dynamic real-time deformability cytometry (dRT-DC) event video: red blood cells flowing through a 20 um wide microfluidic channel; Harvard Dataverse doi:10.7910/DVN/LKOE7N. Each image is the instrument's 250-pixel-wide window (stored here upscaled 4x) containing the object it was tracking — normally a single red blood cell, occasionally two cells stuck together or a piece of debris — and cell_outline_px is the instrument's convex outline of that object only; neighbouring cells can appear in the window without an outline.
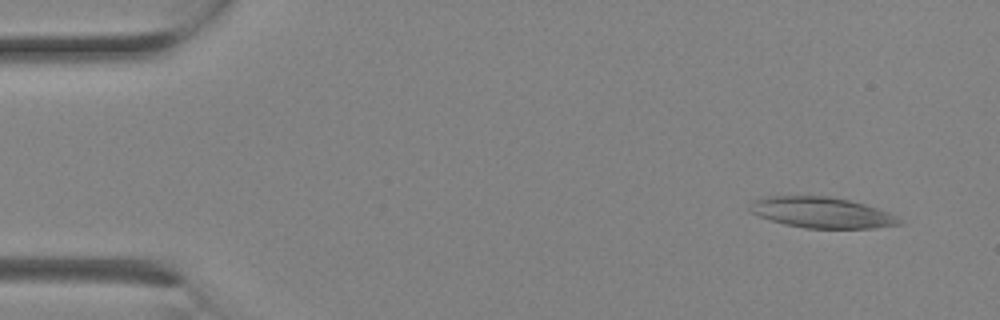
{"species": "Egyptian fruit bat (a non-hibernating species)", "species_latin": "Rousettus aegyptiacus", "temperature_condition": "room temperature", "stored_images_in_passage": 9, "camera_frame_rate_fps": 3000, "um_per_image_px": 0.085, "animal": {"sex": "female"}, "frame": {"image": 1, "passage_image": 2, "time_ms": 0.333, "image_size_px": [1000, 320], "cell_outline_px": [[900, 224], [872, 228], [804, 228], [784, 224], [760, 216], [752, 212], [748, 208], [752, 200], [768, 196], [828, 196], [848, 200], [864, 204], [888, 212], [896, 216], [900, 220]], "centroid_in_image_um": [69.81, 18.06], "position_along_channel_um": 15.2, "area_um2": 26.53}}
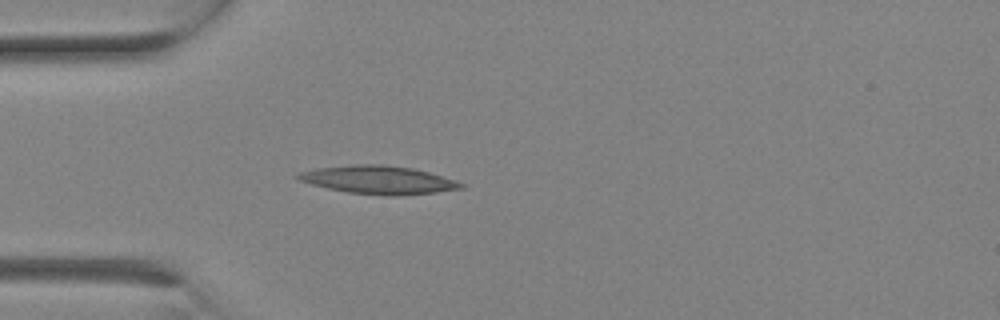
{"frame": {"image": 2, "passage_image": 7, "time_ms": 2.0, "image_size_px": [1000, 320], "cell_outline_px": [[468, 184], [464, 188], [436, 192], [396, 196], [388, 196], [348, 192], [328, 188], [312, 184], [300, 180], [296, 176], [300, 172], [316, 168], [352, 164], [384, 164], [412, 168], [428, 172], [456, 180]], "centroid_in_image_um": [32.22, 15.28], "position_along_channel_um": 52.8, "area_um2": 26.76}}
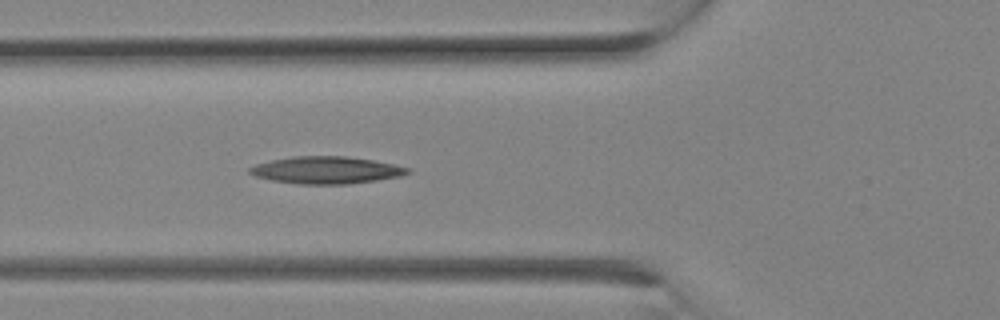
{"frame": {"image": 3, "passage_image": 9, "time_ms": 2.667, "image_size_px": [1000, 320], "cell_outline_px": [[412, 172], [400, 176], [376, 180], [348, 184], [296, 184], [272, 180], [256, 176], [248, 172], [248, 168], [256, 164], [272, 160], [292, 156], [348, 156], [372, 160], [412, 168]], "centroid_in_image_um": [27.74, 14.46], "position_along_channel_um": 98.1, "area_um2": 25.03}}